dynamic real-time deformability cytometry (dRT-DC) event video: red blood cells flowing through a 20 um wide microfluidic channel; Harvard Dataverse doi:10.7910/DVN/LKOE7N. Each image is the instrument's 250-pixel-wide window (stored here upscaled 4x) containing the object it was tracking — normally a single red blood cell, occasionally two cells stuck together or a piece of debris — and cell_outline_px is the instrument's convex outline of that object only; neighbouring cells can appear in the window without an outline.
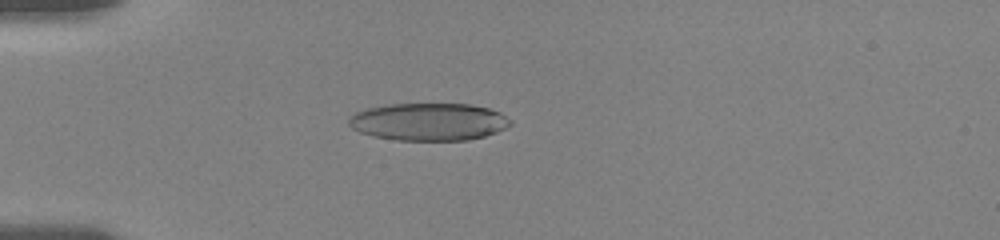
{"species": "human", "species_latin": "Homo sapiens", "temperature_condition": "room temperature", "stored_images_in_passage": 56, "camera_frame_rate_fps": 3000, "um_per_image_px": 0.085, "donor": {"sex": "female"}, "frame": {"image": 1, "passage_image": 16, "time_ms": 5.0, "image_size_px": [1000, 240], "cell_outline_px": [[512, 124], [496, 132], [484, 136], [468, 140], [396, 140], [372, 136], [360, 132], [352, 128], [348, 124], [348, 116], [356, 112], [368, 108], [388, 104], [472, 104], [488, 108], [500, 112], [512, 120]], "centroid_in_image_um": [36.43, 10.35], "position_along_channel_um": 48.6, "area_um2": 35.49}}
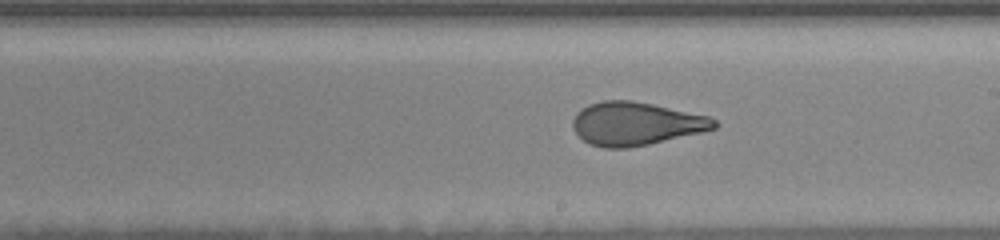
{"frame": {"image": 2, "passage_image": 32, "time_ms": 10.667, "image_size_px": [1000, 240], "cell_outline_px": [[720, 124], [716, 128], [700, 132], [648, 144], [628, 148], [604, 148], [592, 144], [584, 140], [576, 132], [572, 124], [572, 120], [576, 112], [588, 104], [604, 100], [632, 100], [652, 104], [708, 116], [716, 120]], "centroid_in_image_um": [54.03, 10.5], "position_along_channel_um": 235.0, "area_um2": 35.37}}
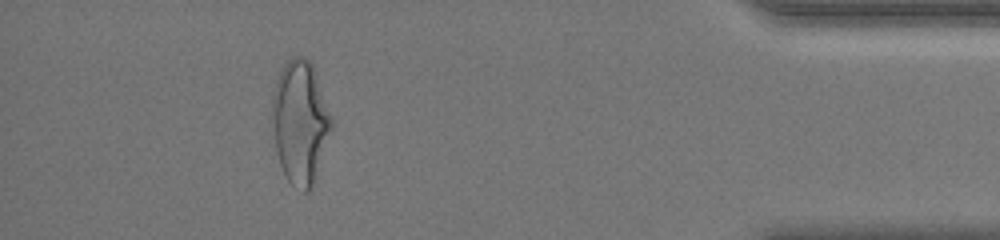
{"frame": {"image": 3, "passage_image": 51, "time_ms": 16.667, "image_size_px": [1000, 240], "cell_outline_px": [[332, 128], [312, 188], [308, 192], [304, 192], [292, 184], [288, 180], [280, 164], [276, 152], [272, 128], [272, 96], [280, 72], [284, 64], [292, 56], [304, 56], [312, 64], [316, 72], [332, 116]], "centroid_in_image_um": [25.52, 10.37], "position_along_channel_um": 409.7, "area_um2": 42.54}, "authors_computed_cell_mechanics": {"area_um2": 36.5007, "velocity_mm_per_s": 3.6449, "shape_relaxation_time_tau1_ms": 6.6042, "shape_relaxation_time_tau2_ms": 1.0482, "deformation_change_tau1": 0.2184, "deformation_change_tau2": 0.0879}}